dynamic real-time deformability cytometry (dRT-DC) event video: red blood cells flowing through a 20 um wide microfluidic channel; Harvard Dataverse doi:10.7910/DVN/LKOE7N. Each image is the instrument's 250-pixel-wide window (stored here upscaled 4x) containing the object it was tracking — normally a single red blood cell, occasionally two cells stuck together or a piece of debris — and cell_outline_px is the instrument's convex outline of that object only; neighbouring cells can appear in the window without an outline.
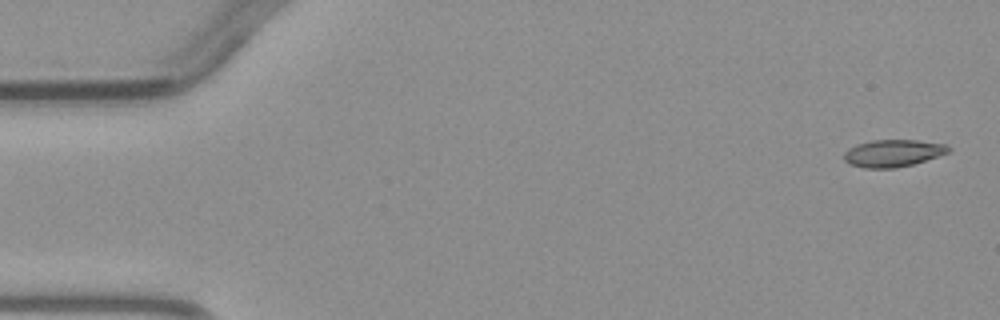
{"species": "common noctule bat (a hibernating species)", "species_latin": "Nyctalus noctula", "temperature_condition": "warm", "stored_images_in_passage": 5, "camera_frame_rate_fps": 3000, "um_per_image_px": 0.085, "animal": {"sex": "male", "body_mass_g": 23.1, "forearm_length_mm": 52.7}, "frame": {"image": 1, "passage_image": 1, "time_ms": 0.0, "image_size_px": [1000, 320], "cell_outline_px": [[952, 148], [948, 152], [912, 164], [896, 168], [864, 168], [848, 164], [844, 160], [844, 152], [848, 148], [856, 144], [872, 140], [916, 140], [944, 144]], "centroid_in_image_um": [75.84, 13.02], "position_along_channel_um": 9.2, "area_um2": 16.47}}
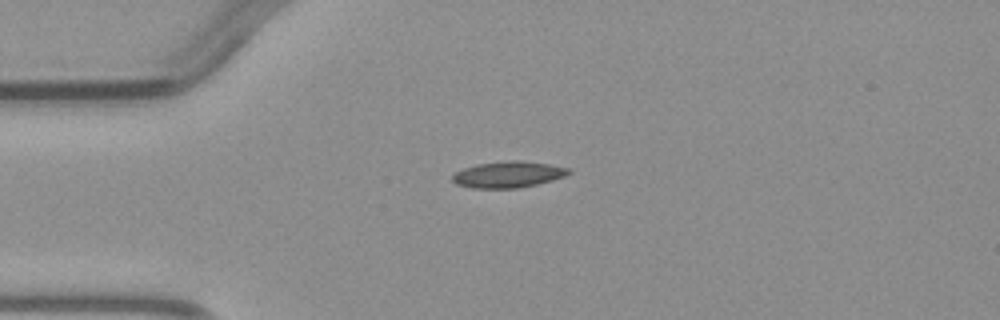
{"frame": {"image": 2, "passage_image": 4, "time_ms": 3.333, "image_size_px": [1000, 320], "cell_outline_px": [[572, 172], [564, 176], [552, 180], [536, 184], [516, 188], [472, 188], [456, 184], [452, 180], [452, 176], [456, 172], [464, 168], [476, 164], [508, 160], [520, 160], [548, 164], [568, 168]], "centroid_in_image_um": [43.17, 14.82], "position_along_channel_um": 41.8, "area_um2": 17.69}}
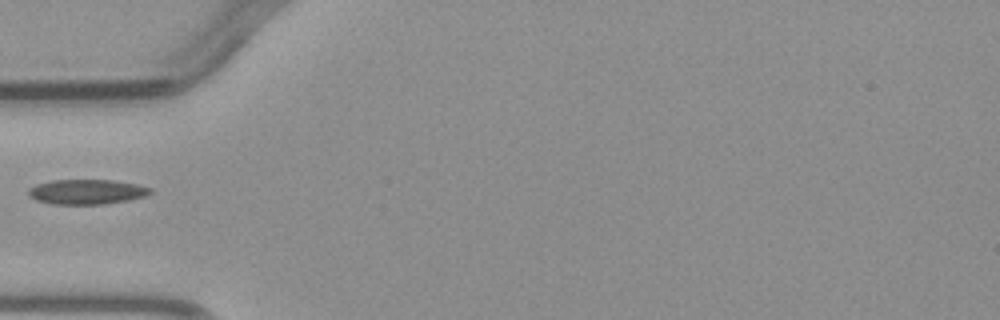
{"frame": {"image": 3, "passage_image": 5, "time_ms": 4.667, "image_size_px": [1000, 320], "cell_outline_px": [[152, 192], [144, 196], [128, 200], [104, 204], [52, 204], [36, 200], [28, 196], [28, 188], [36, 184], [52, 180], [112, 180], [136, 184], [152, 188]], "centroid_in_image_um": [7.34, 16.3], "position_along_channel_um": 77.7, "area_um2": 17.69}}